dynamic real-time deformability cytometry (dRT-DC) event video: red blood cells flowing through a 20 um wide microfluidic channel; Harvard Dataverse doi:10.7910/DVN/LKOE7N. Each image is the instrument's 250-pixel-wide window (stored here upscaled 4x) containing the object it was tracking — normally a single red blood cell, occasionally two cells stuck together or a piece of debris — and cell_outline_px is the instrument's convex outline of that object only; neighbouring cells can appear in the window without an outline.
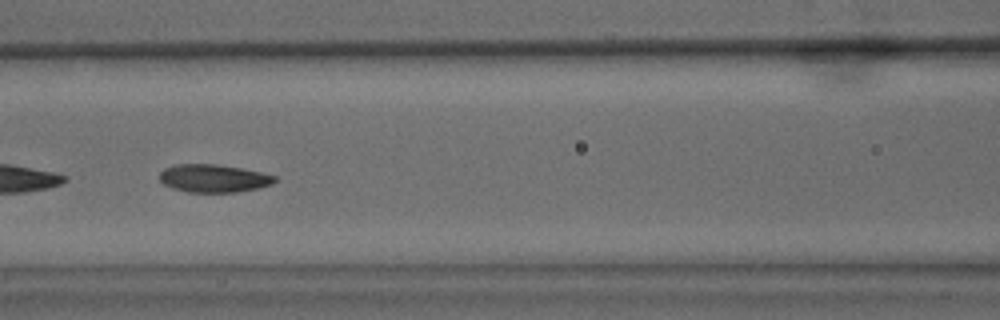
{"species": "common noctule bat (a hibernating species)", "species_latin": "Nyctalus noctula", "temperature_condition": "warm", "stored_images_in_passage": 53, "camera_frame_rate_fps": 3000, "um_per_image_px": 0.085, "animal": {"sex": "male", "body_mass_g": 15.6}, "frame": {"image": 1, "passage_image": 23, "time_ms": 7.333, "image_size_px": [1000, 320], "cell_outline_px": [[276, 180], [272, 184], [260, 188], [236, 192], [188, 192], [172, 188], [164, 184], [160, 180], [160, 172], [164, 168], [176, 164], [216, 164], [240, 168], [260, 172], [276, 176]], "centroid_in_image_um": [18.15, 15.16], "position_along_channel_um": 148.5, "area_um2": 18.73}}
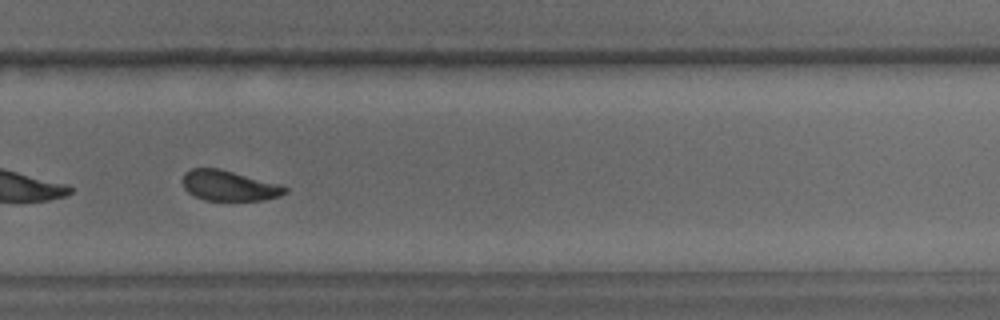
{"frame": {"image": 2, "passage_image": 36, "time_ms": 11.667, "image_size_px": [1000, 320], "cell_outline_px": [[288, 192], [280, 196], [264, 200], [204, 200], [188, 192], [184, 188], [180, 180], [184, 172], [192, 168], [220, 168], [280, 184], [288, 188]], "centroid_in_image_um": [19.45, 15.77], "position_along_channel_um": 310.3, "area_um2": 18.32}}
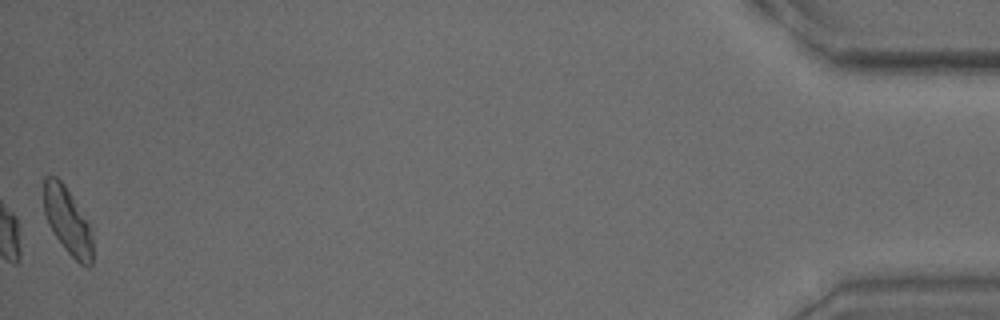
{"frame": {"image": 3, "passage_image": 53, "time_ms": 17.333, "image_size_px": [1000, 320], "cell_outline_px": [[92, 264], [88, 268], [80, 264], [64, 248], [48, 224], [44, 212], [44, 176], [56, 176], [64, 184], [72, 196], [92, 228]], "centroid_in_image_um": [5.76, 18.78], "position_along_channel_um": 429.4, "area_um2": 18.96}, "authors_computed_cell_mechanics": {"area_um2": 19.2474, "velocity_mm_per_s": 3.7473, "shape_relaxation_time_tau1_ms": 2.5119, "shape_relaxation_time_tau2_ms": 2.4097, "deformation_change_tau1": 0.1304, "deformation_change_tau2": 0.0895}}